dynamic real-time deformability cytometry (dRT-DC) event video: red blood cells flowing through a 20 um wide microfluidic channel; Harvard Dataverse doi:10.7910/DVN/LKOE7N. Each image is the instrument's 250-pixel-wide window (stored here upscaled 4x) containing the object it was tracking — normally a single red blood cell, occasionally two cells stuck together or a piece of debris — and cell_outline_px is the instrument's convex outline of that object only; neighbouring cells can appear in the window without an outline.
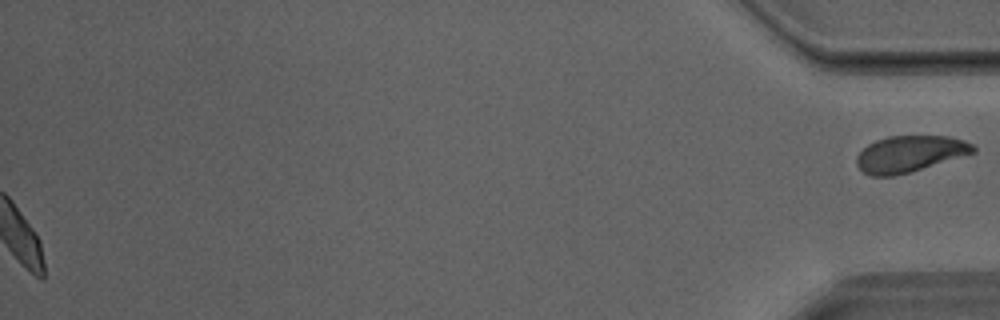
{"species": "Egyptian fruit bat (a non-hibernating species)", "species_latin": "Rousettus aegyptiacus", "temperature_condition": "room temperature", "stored_images_in_passage": 28, "segment_of_instrument_passage": [2, 2], "camera_frame_rate_fps": 3000, "um_per_image_px": 0.085, "animal": {"sex": "male"}, "frame": {"image": 1, "passage_image": 28, "time_ms": 9.0, "image_size_px": [1000, 320], "cell_outline_px": [[976, 152], [908, 172], [892, 176], [872, 176], [864, 172], [856, 164], [856, 156], [868, 144], [876, 140], [888, 136], [952, 136], [964, 140], [972, 144], [976, 148]], "centroid_in_image_um": [77.32, 13.06], "position_along_channel_um": 357.9, "area_um2": 24.45}}